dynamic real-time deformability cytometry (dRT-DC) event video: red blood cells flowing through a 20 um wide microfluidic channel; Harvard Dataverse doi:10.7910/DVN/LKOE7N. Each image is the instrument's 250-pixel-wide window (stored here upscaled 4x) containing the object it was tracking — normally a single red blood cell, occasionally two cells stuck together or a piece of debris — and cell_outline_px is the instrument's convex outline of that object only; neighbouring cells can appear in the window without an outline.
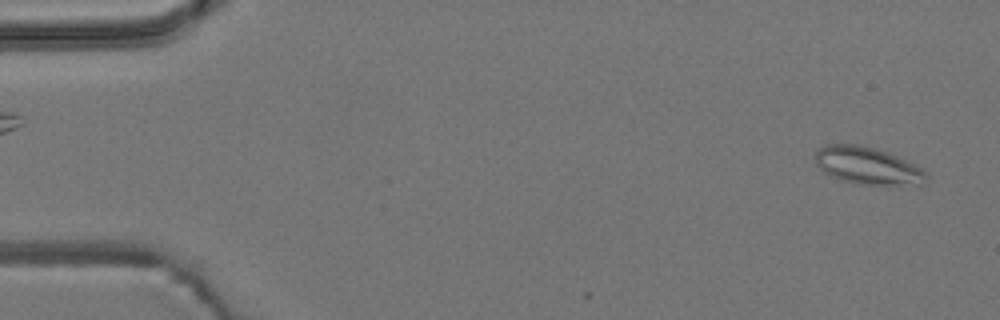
{"species": "common noctule bat (a hibernating species)", "species_latin": "Nyctalus noctula", "temperature_condition": "room temperature", "stored_images_in_passage": 7, "camera_frame_rate_fps": 3000, "um_per_image_px": 0.085, "animal": {"sex": "male", "body_mass_g": 19.2, "forearm_length_mm": 51.8}, "frame": {"image": 1, "passage_image": 2, "time_ms": 0.333, "image_size_px": [1000, 320], "cell_outline_px": [[928, 176], [924, 184], [856, 184], [840, 180], [824, 172], [816, 164], [816, 152], [824, 144], [856, 144], [888, 152], [916, 164]], "centroid_in_image_um": [73.73, 14.08], "position_along_channel_um": 11.3, "area_um2": 23.93}}